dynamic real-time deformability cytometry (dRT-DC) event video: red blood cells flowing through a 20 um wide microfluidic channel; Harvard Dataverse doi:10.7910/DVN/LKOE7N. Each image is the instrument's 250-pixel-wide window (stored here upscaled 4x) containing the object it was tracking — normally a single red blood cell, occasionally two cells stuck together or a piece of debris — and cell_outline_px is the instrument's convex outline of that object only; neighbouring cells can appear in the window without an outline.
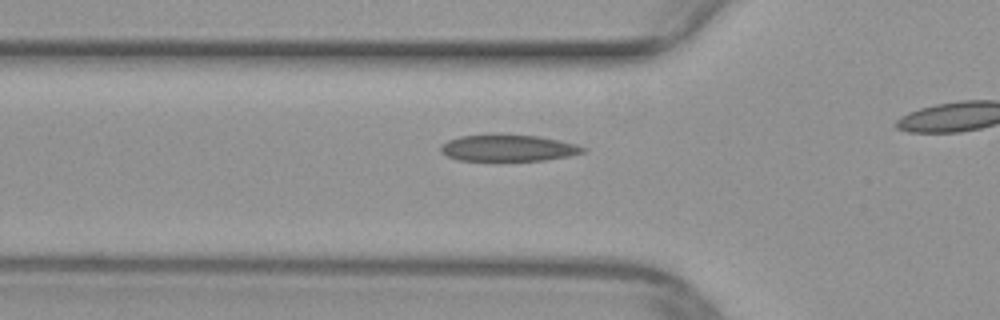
{"species": "common noctule bat (a hibernating species)", "species_latin": "Nyctalus noctula", "temperature_condition": "warm", "stored_images_in_passage": 12, "camera_frame_rate_fps": 3000, "um_per_image_px": 0.085, "animal": {"sex": "female", "body_mass_g": 29.2, "forearm_length_mm": 56.3}, "frame": {"image": 1, "passage_image": 7, "time_ms": 2.0, "image_size_px": [1000, 320], "cell_outline_px": [[588, 148], [584, 152], [568, 156], [544, 160], [456, 160], [440, 152], [440, 144], [448, 140], [460, 136], [492, 132], [540, 136], [560, 140], [576, 144]], "centroid_in_image_um": [43.16, 12.54], "position_along_channel_um": 82.6, "area_um2": 22.66}}
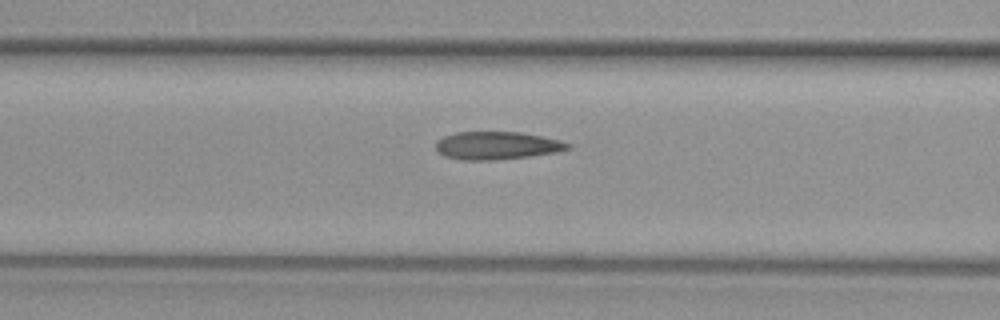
{"frame": {"image": 2, "passage_image": 10, "time_ms": 3.0, "image_size_px": [1000, 320], "cell_outline_px": [[572, 148], [560, 152], [532, 156], [496, 160], [460, 160], [444, 156], [436, 148], [436, 140], [444, 136], [456, 132], [520, 132], [560, 140], [572, 144]], "centroid_in_image_um": [42.27, 12.38], "position_along_channel_um": 124.3, "area_um2": 21.68}}